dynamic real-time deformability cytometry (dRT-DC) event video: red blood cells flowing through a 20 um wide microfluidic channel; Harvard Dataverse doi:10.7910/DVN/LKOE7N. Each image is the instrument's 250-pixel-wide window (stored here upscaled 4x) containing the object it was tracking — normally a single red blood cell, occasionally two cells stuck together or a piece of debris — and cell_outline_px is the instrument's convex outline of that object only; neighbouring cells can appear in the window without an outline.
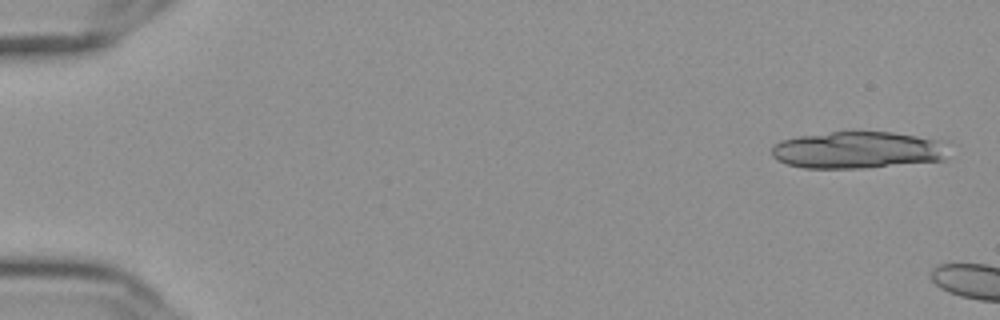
{"species": "Egyptian fruit bat (a non-hibernating species)", "species_latin": "Rousettus aegyptiacus", "temperature_condition": "cold", "stored_images_in_passage": 7, "camera_frame_rate_fps": 3000, "um_per_image_px": 0.085, "frame": {"image": 1, "passage_image": 2, "time_ms": 0.333, "image_size_px": [1000, 320], "cell_outline_px": [[944, 160], [864, 168], [804, 168], [788, 164], [776, 160], [772, 156], [772, 144], [780, 140], [796, 136], [832, 132], [892, 132], [916, 136], [936, 140]], "centroid_in_image_um": [72.71, 12.76], "position_along_channel_um": 12.3, "area_um2": 37.34}}